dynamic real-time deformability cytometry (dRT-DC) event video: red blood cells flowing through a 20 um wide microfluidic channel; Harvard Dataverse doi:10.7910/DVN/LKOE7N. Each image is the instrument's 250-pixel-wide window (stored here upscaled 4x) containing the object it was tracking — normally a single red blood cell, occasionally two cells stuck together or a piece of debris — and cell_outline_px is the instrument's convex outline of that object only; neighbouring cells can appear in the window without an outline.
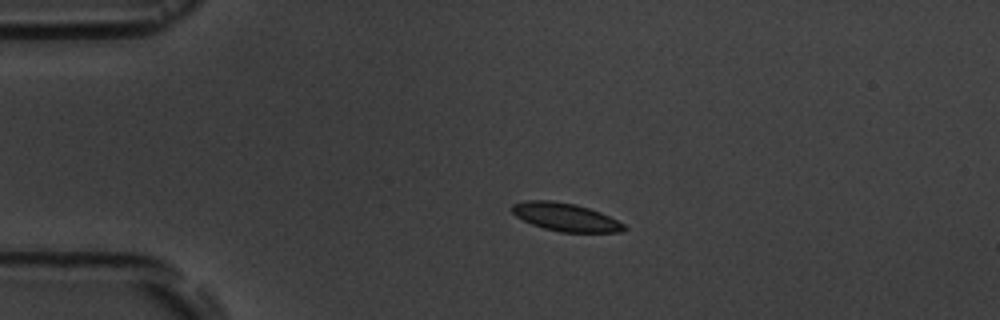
{"species": "common noctule bat (a hibernating species)", "species_latin": "Nyctalus noctula", "temperature_condition": "room temperature", "stored_images_in_passage": 2, "camera_frame_rate_fps": 3000, "um_per_image_px": 0.085, "animal": {"sex": "male", "body_mass_g": 19.5, "forearm_length_mm": 54.6}, "frame": {"image": 1, "passage_image": 1, "time_ms": 0.0, "image_size_px": [1000, 320], "cell_outline_px": [[628, 228], [620, 232], [560, 232], [544, 228], [532, 224], [516, 216], [512, 212], [512, 204], [524, 200], [552, 200], [576, 204], [600, 212], [624, 224]], "centroid_in_image_um": [48.05, 18.44], "position_along_channel_um": 36.9, "area_um2": 18.26}}